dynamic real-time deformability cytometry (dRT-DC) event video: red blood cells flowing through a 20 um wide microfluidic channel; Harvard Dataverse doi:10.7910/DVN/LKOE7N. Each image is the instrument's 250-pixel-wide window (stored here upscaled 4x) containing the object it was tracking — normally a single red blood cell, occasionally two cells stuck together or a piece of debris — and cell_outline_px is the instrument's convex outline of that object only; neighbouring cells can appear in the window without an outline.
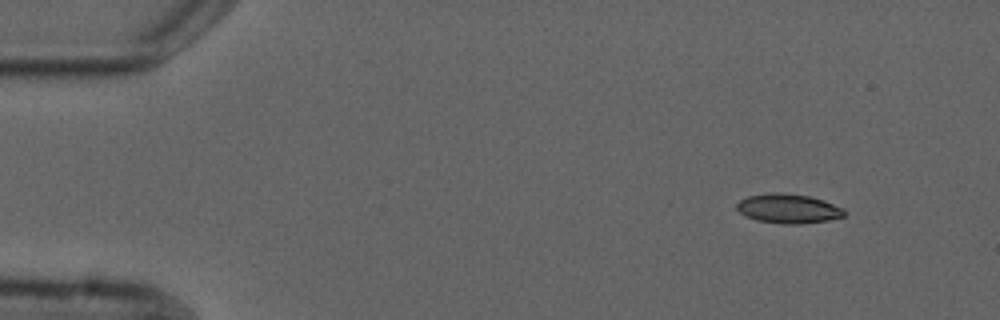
{"species": "common noctule bat (a hibernating species)", "species_latin": "Nyctalus noctula", "temperature_condition": "cold", "stored_images_in_passage": 5, "camera_frame_rate_fps": 3000, "um_per_image_px": 0.085, "animal": {"sex": "male", "forearm_length_mm": 52.5}, "frame": {"image": 1, "passage_image": 1, "time_ms": 0.0, "image_size_px": [1000, 320], "cell_outline_px": [[844, 216], [828, 220], [800, 224], [784, 224], [756, 220], [744, 216], [736, 208], [736, 204], [740, 200], [748, 196], [772, 192], [780, 192], [808, 196], [824, 200], [844, 208]], "centroid_in_image_um": [66.99, 17.73], "position_along_channel_um": 18.0, "area_um2": 18.44}}
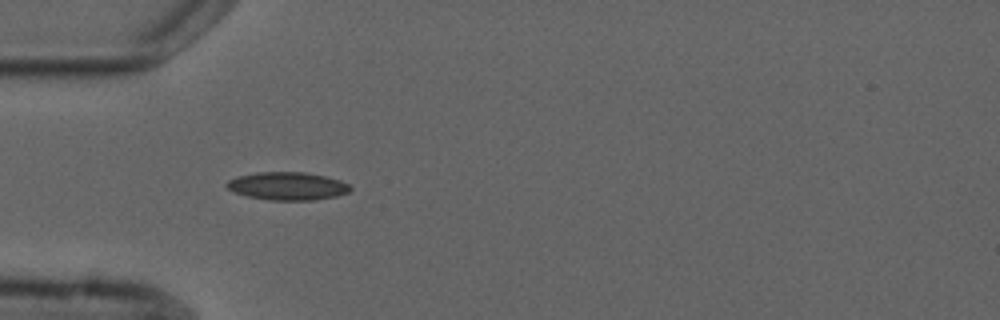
{"frame": {"image": 2, "passage_image": 4, "time_ms": 3.667, "image_size_px": [1000, 320], "cell_outline_px": [[352, 188], [348, 192], [336, 196], [316, 200], [272, 200], [248, 196], [236, 192], [228, 188], [224, 184], [228, 180], [236, 176], [256, 172], [304, 172], [324, 176], [340, 180], [348, 184]], "centroid_in_image_um": [24.43, 15.81], "position_along_channel_um": 60.6, "area_um2": 20.06}}
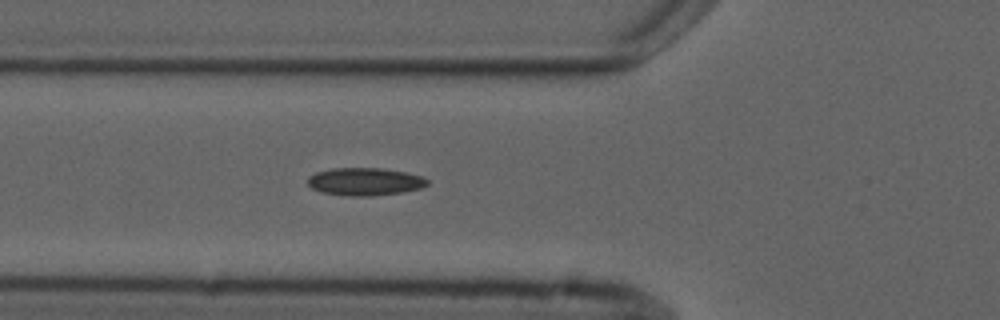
{"frame": {"image": 3, "passage_image": 5, "time_ms": 4.667, "image_size_px": [1000, 320], "cell_outline_px": [[428, 184], [424, 188], [404, 192], [372, 196], [348, 196], [320, 192], [312, 188], [308, 184], [308, 176], [316, 172], [332, 168], [380, 168], [408, 172], [424, 176], [428, 180]], "centroid_in_image_um": [31.06, 15.44], "position_along_channel_um": 94.7, "area_um2": 19.65}}